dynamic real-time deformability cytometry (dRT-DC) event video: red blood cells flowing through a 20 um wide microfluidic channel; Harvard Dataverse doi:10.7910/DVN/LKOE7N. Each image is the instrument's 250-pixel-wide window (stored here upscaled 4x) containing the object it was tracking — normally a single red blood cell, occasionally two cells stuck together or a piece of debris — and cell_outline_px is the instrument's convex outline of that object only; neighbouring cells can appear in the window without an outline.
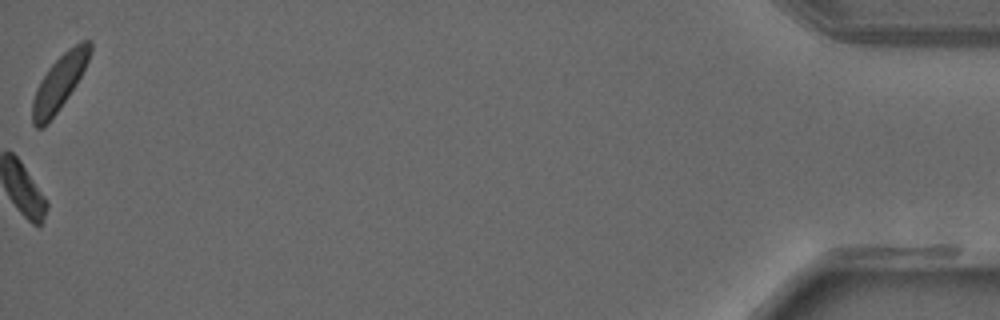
{"species": "common noctule bat (a hibernating species)", "species_latin": "Nyctalus noctula", "temperature_condition": "warm", "stored_images_in_passage": 42, "camera_frame_rate_fps": 3000, "um_per_image_px": 0.085, "animal": {"sex": "male", "forearm_length_mm": 52.5}, "frame": {"image": 1, "passage_image": 42, "time_ms": 13.667, "image_size_px": [1000, 320], "cell_outline_px": [[92, 48], [88, 60], [76, 84], [68, 96], [56, 112], [40, 128], [36, 128], [32, 124], [32, 100], [36, 88], [40, 80], [48, 68], [68, 48], [80, 40], [92, 40]], "centroid_in_image_um": [5.04, 6.96], "position_along_channel_um": 430.2, "area_um2": 18.15}}